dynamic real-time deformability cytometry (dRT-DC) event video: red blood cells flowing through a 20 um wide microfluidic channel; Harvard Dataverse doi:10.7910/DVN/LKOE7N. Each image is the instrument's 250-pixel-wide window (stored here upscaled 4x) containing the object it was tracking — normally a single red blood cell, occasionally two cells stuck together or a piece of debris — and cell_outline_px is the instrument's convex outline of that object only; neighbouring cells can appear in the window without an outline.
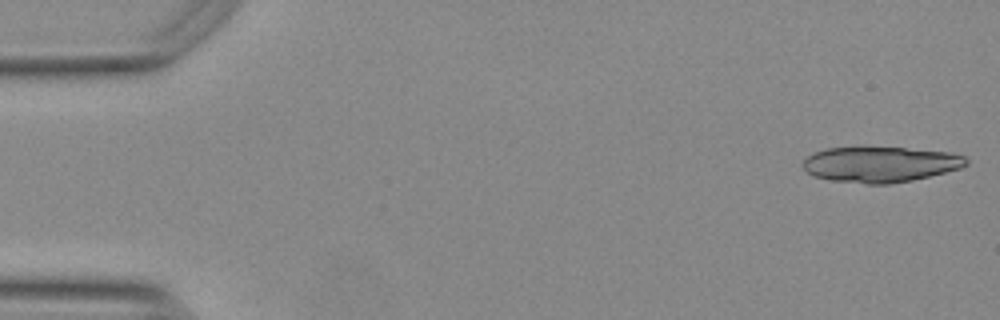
{"species": "Egyptian fruit bat (a non-hibernating species)", "species_latin": "Rousettus aegyptiacus", "temperature_condition": "warm", "stored_images_in_passage": 50, "camera_frame_rate_fps": 3000, "um_per_image_px": 0.085, "animal": {"sex": "female"}, "frame": {"image": 1, "passage_image": 1, "time_ms": 0.0, "image_size_px": [1000, 320], "cell_outline_px": [[968, 164], [960, 168], [912, 180], [888, 184], [868, 184], [828, 180], [816, 176], [808, 172], [804, 168], [804, 160], [808, 156], [816, 152], [828, 148], [904, 148], [952, 152], [964, 156], [968, 160]], "centroid_in_image_um": [74.86, 13.98], "position_along_channel_um": 10.1, "area_um2": 33.41}}
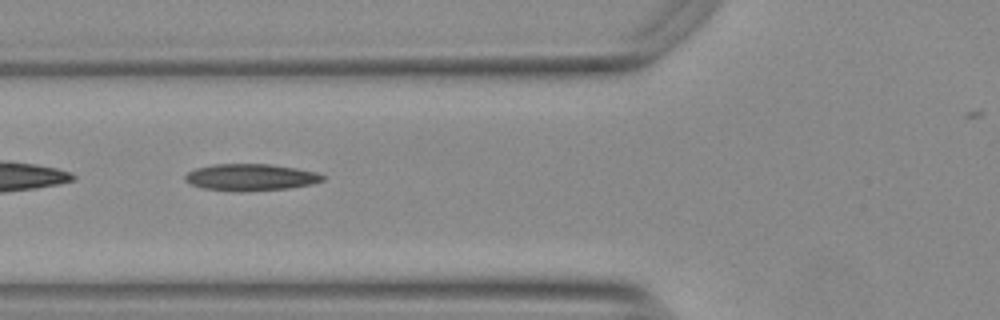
{"frame": {"image": 2, "passage_image": 20, "time_ms": 6.333, "image_size_px": [1000, 320], "cell_outline_px": [[324, 180], [312, 184], [288, 188], [204, 188], [192, 184], [184, 180], [184, 176], [188, 172], [196, 168], [212, 164], [268, 164], [296, 168], [316, 172], [324, 176]], "centroid_in_image_um": [21.33, 15.0], "position_along_channel_um": 104.5, "area_um2": 20.17}}
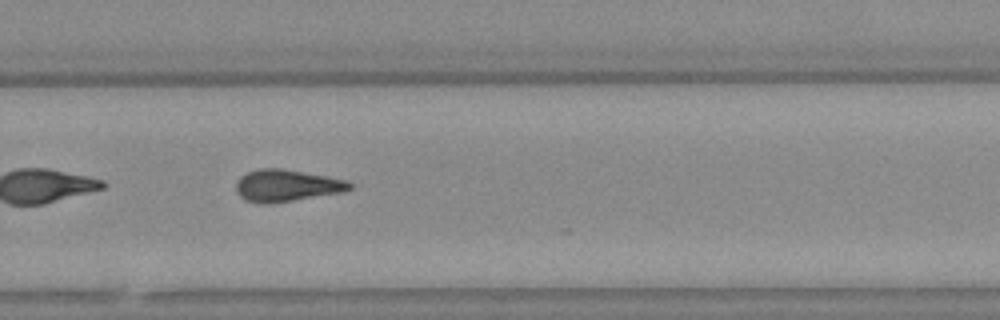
{"frame": {"image": 3, "passage_image": 36, "time_ms": 11.667, "image_size_px": [1000, 320], "cell_outline_px": [[352, 188], [344, 192], [268, 204], [260, 204], [244, 200], [236, 192], [236, 184], [240, 176], [248, 172], [260, 168], [280, 168], [348, 180], [352, 184]], "centroid_in_image_um": [24.35, 15.78], "position_along_channel_um": 305.5, "area_um2": 21.15}, "authors_computed_cell_mechanics": {"area_um2": 20.9236, "velocity_mm_per_s": 3.7769, "shape_relaxation_time_tau1_ms": 7.5715, "shape_relaxation_time_tau2_ms": 5.5175, "deformation_change_tau1": 0.2205, "deformation_change_tau2": 0.1789}}